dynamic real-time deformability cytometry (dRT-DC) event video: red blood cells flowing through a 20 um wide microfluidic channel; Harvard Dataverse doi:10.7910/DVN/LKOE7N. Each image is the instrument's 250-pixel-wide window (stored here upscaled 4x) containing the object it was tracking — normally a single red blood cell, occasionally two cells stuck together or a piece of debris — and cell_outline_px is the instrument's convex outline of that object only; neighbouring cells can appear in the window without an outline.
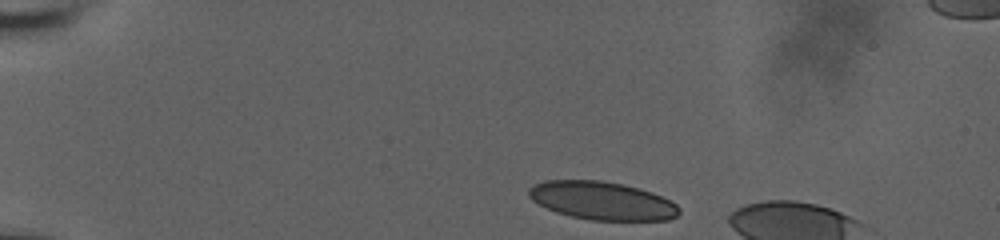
{"species": "human", "species_latin": "Homo sapiens", "temperature_condition": "room temperature", "stored_images_in_passage": 4, "camera_frame_rate_fps": 3000, "um_per_image_px": 0.085, "donor": {"sex": "male"}, "frame": {"image": 1, "passage_image": 1, "time_ms": 0.0, "image_size_px": [1000, 240], "cell_outline_px": [[680, 212], [676, 216], [668, 220], [592, 220], [572, 216], [556, 212], [532, 200], [528, 196], [528, 188], [544, 180], [600, 180], [640, 188], [652, 192], [676, 204], [680, 208]], "centroid_in_image_um": [51.17, 17.05], "position_along_channel_um": 33.8, "area_um2": 33.23}}